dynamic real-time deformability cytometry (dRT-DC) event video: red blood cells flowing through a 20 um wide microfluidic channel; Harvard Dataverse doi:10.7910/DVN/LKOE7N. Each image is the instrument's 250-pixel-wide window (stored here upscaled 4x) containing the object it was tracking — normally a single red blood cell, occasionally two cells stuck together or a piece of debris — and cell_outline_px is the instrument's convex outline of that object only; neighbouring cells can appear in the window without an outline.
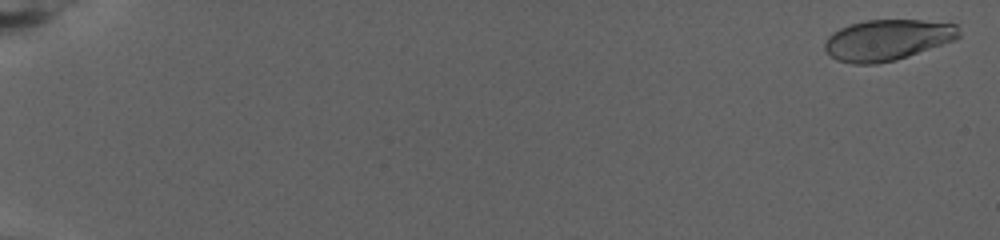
{"species": "human", "species_latin": "Homo sapiens", "temperature_condition": "warm", "stored_images_in_passage": 82, "camera_frame_rate_fps": 3000, "um_per_image_px": 0.085, "donor": {"sex": "female"}, "frame": {"image": 1, "passage_image": 2, "time_ms": 0.333, "image_size_px": [1000, 240], "cell_outline_px": [[960, 36], [956, 40], [896, 60], [876, 64], [852, 64], [836, 60], [824, 48], [824, 44], [828, 36], [832, 32], [840, 28], [864, 20], [920, 20], [956, 24], [960, 32]], "centroid_in_image_um": [75.43, 3.4], "position_along_channel_um": 9.6, "area_um2": 32.02}}
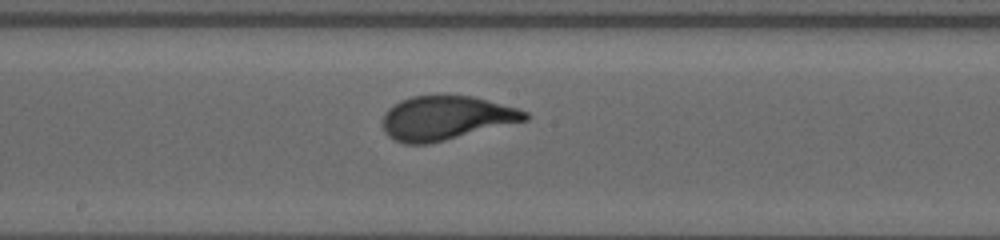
{"frame": {"image": 2, "passage_image": 48, "time_ms": 15.667, "image_size_px": [1000, 240], "cell_outline_px": [[528, 120], [428, 144], [404, 144], [392, 140], [384, 132], [384, 112], [388, 108], [400, 100], [412, 96], [472, 96], [516, 108], [528, 112]], "centroid_in_image_um": [37.87, 10.04], "position_along_channel_um": 210.3, "area_um2": 36.24}}
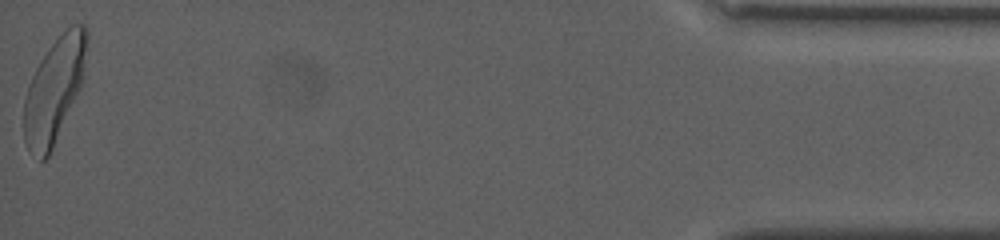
{"frame": {"image": 3, "passage_image": 82, "time_ms": 27.0, "image_size_px": [1000, 240], "cell_outline_px": [[88, 40], [84, 80], [52, 148], [48, 156], [44, 160], [40, 160], [28, 148], [24, 140], [24, 100], [28, 84], [40, 60], [48, 48], [72, 24], [84, 24], [88, 32]], "centroid_in_image_um": [4.63, 7.61], "position_along_channel_um": 430.6, "area_um2": 38.03}, "authors_computed_cell_mechanics": {"area_um2": 35.2002, "velocity_mm_per_s": 2.6517, "shape_relaxation_time_tau1_ms": 3.8159, "shape_relaxation_time_tau2_ms": null, "deformation_change_tau1": 0.2086, "deformation_change_tau2": null}}